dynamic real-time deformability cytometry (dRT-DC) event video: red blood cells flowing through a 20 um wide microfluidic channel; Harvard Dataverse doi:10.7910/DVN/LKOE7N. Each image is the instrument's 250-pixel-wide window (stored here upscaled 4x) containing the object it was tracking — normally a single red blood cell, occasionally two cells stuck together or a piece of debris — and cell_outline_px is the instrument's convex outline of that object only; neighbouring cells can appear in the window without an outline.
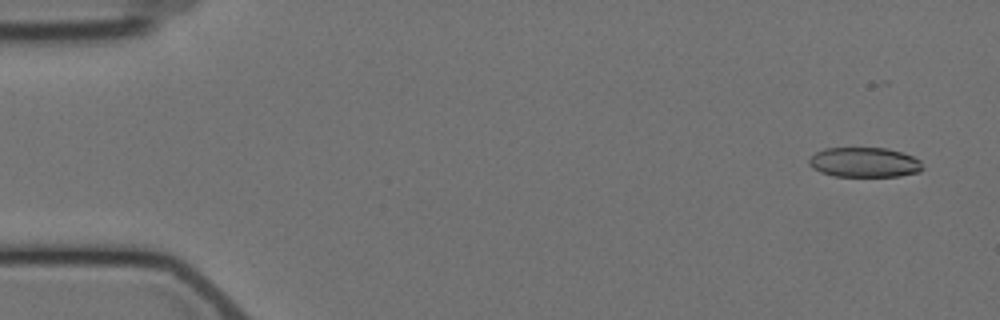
{"species": "Egyptian fruit bat (a non-hibernating species)", "species_latin": "Rousettus aegyptiacus", "temperature_condition": "cold", "stored_images_in_passage": 5, "camera_frame_rate_fps": 3000, "um_per_image_px": 0.085, "animal": {"sex": "female"}, "frame": {"image": 1, "passage_image": 1, "time_ms": 0.0, "image_size_px": [1000, 320], "cell_outline_px": [[924, 168], [920, 172], [900, 176], [832, 176], [820, 172], [812, 168], [808, 164], [808, 160], [816, 152], [824, 148], [884, 148], [900, 152], [912, 156], [920, 160]], "centroid_in_image_um": [73.46, 13.81], "position_along_channel_um": 11.5, "area_um2": 19.83}}
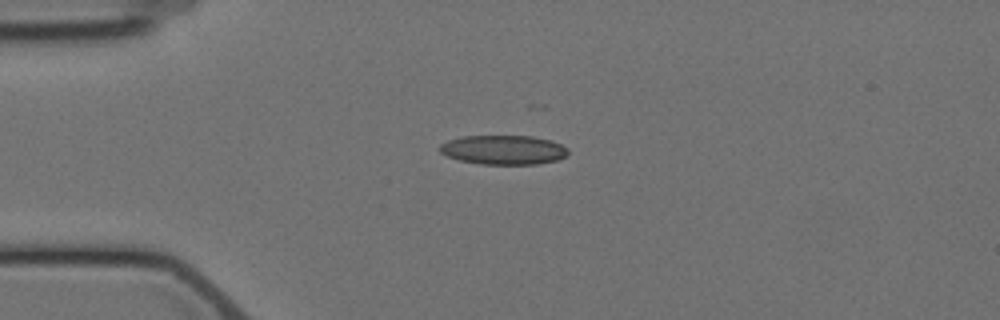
{"frame": {"image": 2, "passage_image": 4, "time_ms": 3.667, "image_size_px": [1000, 320], "cell_outline_px": [[568, 156], [556, 160], [536, 164], [480, 164], [460, 160], [448, 156], [440, 152], [440, 144], [448, 140], [464, 136], [532, 136], [548, 140], [560, 144], [568, 148]], "centroid_in_image_um": [42.8, 12.74], "position_along_channel_um": 42.2, "area_um2": 21.79}}